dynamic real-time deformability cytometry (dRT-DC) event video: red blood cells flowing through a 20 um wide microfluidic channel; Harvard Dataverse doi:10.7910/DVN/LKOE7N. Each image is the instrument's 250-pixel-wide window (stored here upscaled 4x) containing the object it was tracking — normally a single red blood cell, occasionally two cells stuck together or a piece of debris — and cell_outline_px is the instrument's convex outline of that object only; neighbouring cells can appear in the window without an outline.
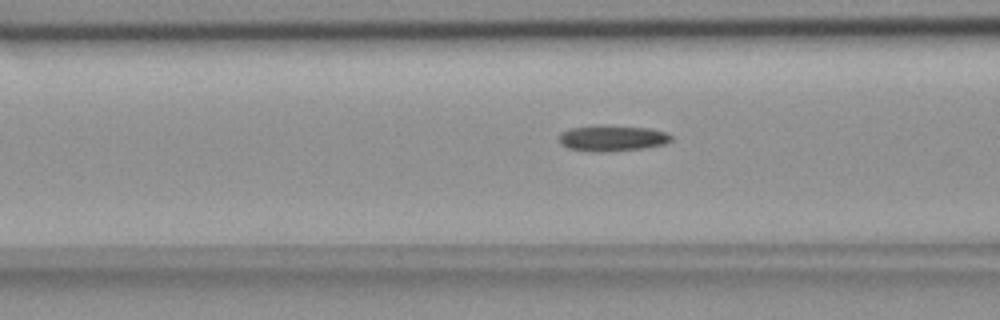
{"species": "common noctule bat (a hibernating species)", "species_latin": "Nyctalus noctula", "temperature_condition": "room temperature", "stored_images_in_passage": 45, "camera_frame_rate_fps": 3000, "um_per_image_px": 0.085, "animal": {"sex": "female", "body_mass_g": 18.4}, "frame": {"image": 1, "passage_image": 22, "time_ms": 7.0, "image_size_px": [1000, 320], "cell_outline_px": [[672, 140], [664, 144], [644, 148], [604, 152], [592, 152], [568, 148], [560, 144], [560, 132], [568, 128], [652, 128], [668, 132], [672, 136]], "centroid_in_image_um": [52.07, 11.8], "position_along_channel_um": 114.5, "area_um2": 16.18}}
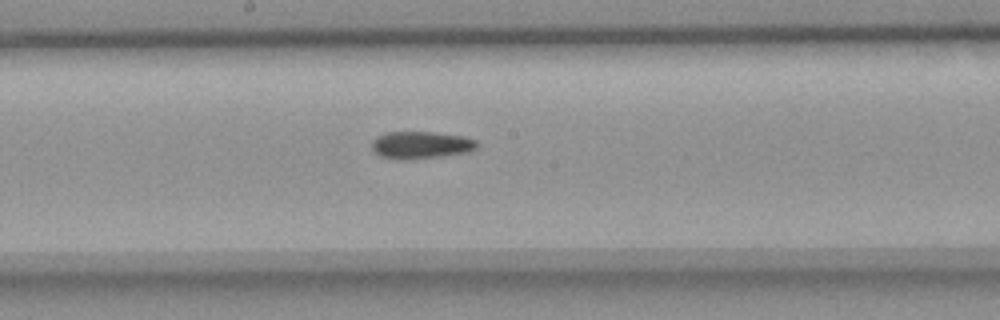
{"frame": {"image": 2, "passage_image": 30, "time_ms": 9.667, "image_size_px": [1000, 320], "cell_outline_px": [[480, 144], [476, 148], [468, 152], [440, 156], [404, 160], [396, 160], [380, 156], [372, 148], [372, 140], [376, 136], [388, 132], [432, 132], [464, 136], [476, 140]], "centroid_in_image_um": [35.78, 12.32], "position_along_channel_um": 212.4, "area_um2": 16.82}}
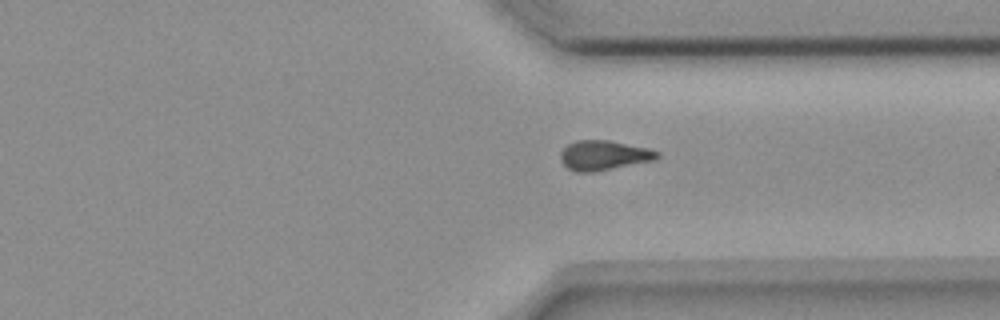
{"frame": {"image": 3, "passage_image": 42, "time_ms": 13.667, "image_size_px": [1000, 320], "cell_outline_px": [[660, 156], [656, 160], [592, 172], [576, 172], [568, 168], [560, 160], [560, 152], [568, 144], [576, 140], [608, 140], [648, 148], [660, 152]], "centroid_in_image_um": [51.33, 13.2], "position_along_channel_um": 360.1, "area_um2": 16.76}}